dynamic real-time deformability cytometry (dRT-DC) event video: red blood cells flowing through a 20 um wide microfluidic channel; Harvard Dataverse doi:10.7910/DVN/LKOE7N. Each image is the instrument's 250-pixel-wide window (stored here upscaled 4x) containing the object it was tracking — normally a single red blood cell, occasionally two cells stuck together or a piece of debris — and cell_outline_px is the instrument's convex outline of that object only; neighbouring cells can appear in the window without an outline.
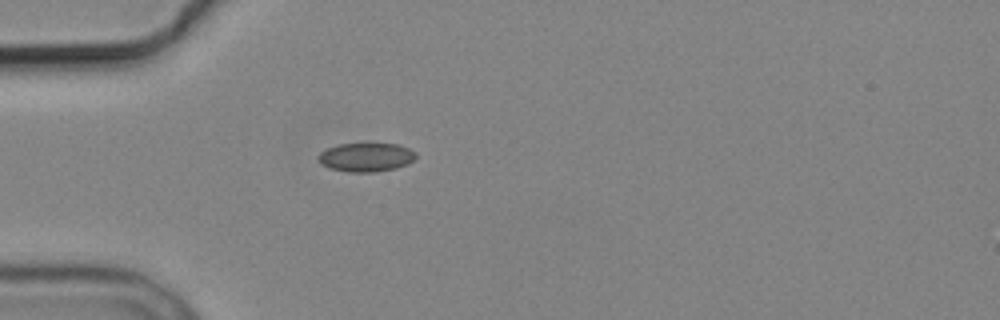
{"species": "common noctule bat (a hibernating species)", "species_latin": "Nyctalus noctula", "temperature_condition": "cold", "stored_images_in_passage": 1, "camera_frame_rate_fps": 3000, "um_per_image_px": 0.085, "animal": {"sex": "male", "body_mass_g": 19.2, "forearm_length_mm": 51.8}, "frame": {"image": 1, "passage_image": 1, "time_ms": 0.0, "image_size_px": [1000, 320], "cell_outline_px": [[416, 156], [408, 164], [396, 168], [372, 172], [348, 172], [328, 168], [320, 164], [316, 160], [316, 156], [320, 152], [328, 148], [340, 144], [400, 144], [416, 152]], "centroid_in_image_um": [31.07, 13.37], "position_along_channel_um": 53.9, "area_um2": 16.47}}